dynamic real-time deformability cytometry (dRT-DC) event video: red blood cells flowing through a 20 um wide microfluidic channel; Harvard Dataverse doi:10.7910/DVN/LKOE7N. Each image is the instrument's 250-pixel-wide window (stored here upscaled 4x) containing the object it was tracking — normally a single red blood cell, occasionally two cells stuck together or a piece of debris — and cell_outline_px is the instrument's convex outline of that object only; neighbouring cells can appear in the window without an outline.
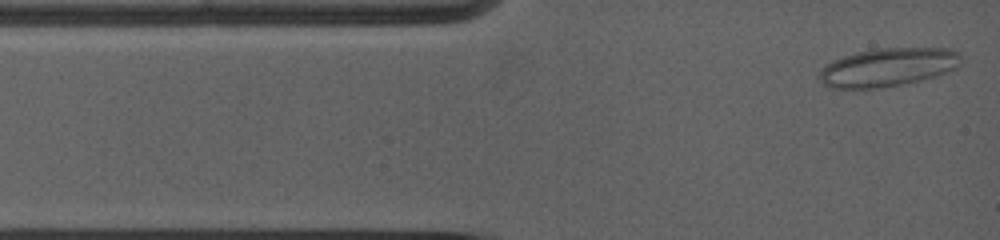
{"species": "common noctule bat (a hibernating species)", "species_latin": "Nyctalus noctula", "temperature_condition": "warm", "stored_images_in_passage": 53, "camera_frame_rate_fps": 5000, "um_per_image_px": 0.085, "animal": {"sex": "female", "body_mass_g": 19.0, "forearm_length_mm": 53.3}, "frame": {"image": 1, "passage_image": 1, "time_ms": 0.0, "image_size_px": [1000, 240], "cell_outline_px": [[960, 64], [956, 68], [948, 72], [936, 76], [904, 84], [880, 88], [828, 88], [816, 76], [832, 60], [844, 56], [860, 52], [880, 48], [952, 48], [960, 52]], "centroid_in_image_um": [75.5, 5.72], "position_along_channel_um": 9.5, "area_um2": 31.73}}
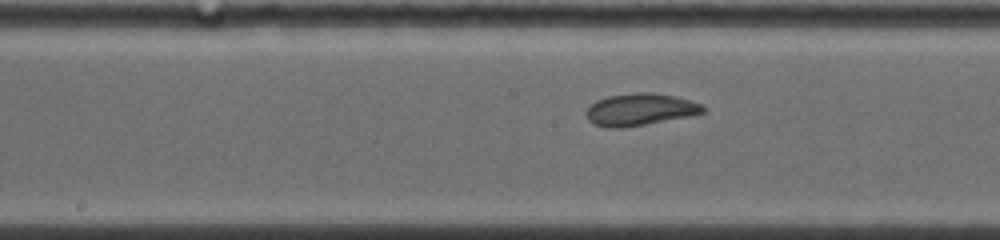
{"frame": {"image": 2, "passage_image": 21, "time_ms": 5.8, "image_size_px": [1000, 240], "cell_outline_px": [[704, 112], [688, 116], [644, 124], [620, 128], [608, 128], [592, 124], [584, 116], [584, 112], [596, 100], [608, 96], [636, 92], [656, 92], [676, 96], [700, 104], [704, 108]], "centroid_in_image_um": [54.33, 9.3], "position_along_channel_um": 193.9, "area_um2": 21.79}}
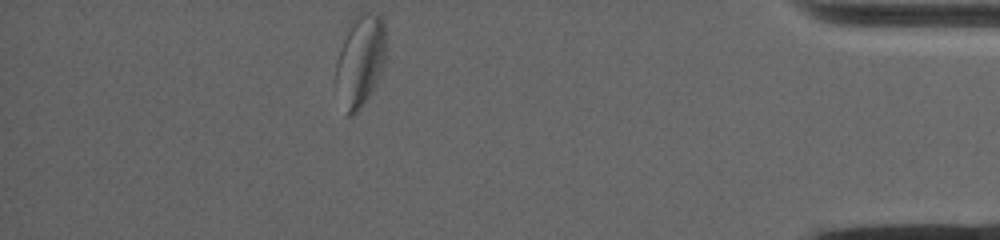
{"frame": {"image": 3, "passage_image": 53, "time_ms": 12.6, "image_size_px": [1000, 240], "cell_outline_px": [[384, 64], [368, 96], [356, 112], [352, 116], [348, 116], [336, 80], [336, 64], [340, 48], [356, 16], [360, 12], [368, 12], [380, 16], [384, 20]], "centroid_in_image_um": [30.64, 5.11], "position_along_channel_um": 404.6, "area_um2": 25.26}, "authors_computed_cell_mechanics": {"area_um2": 22.1374, "velocity_mm_per_s": 3.8856, "shape_relaxation_time_tau1_ms": null, "shape_relaxation_time_tau2_ms": 1.6792, "deformation_change_tau1": null, "deformation_change_tau2": 0.0616}}